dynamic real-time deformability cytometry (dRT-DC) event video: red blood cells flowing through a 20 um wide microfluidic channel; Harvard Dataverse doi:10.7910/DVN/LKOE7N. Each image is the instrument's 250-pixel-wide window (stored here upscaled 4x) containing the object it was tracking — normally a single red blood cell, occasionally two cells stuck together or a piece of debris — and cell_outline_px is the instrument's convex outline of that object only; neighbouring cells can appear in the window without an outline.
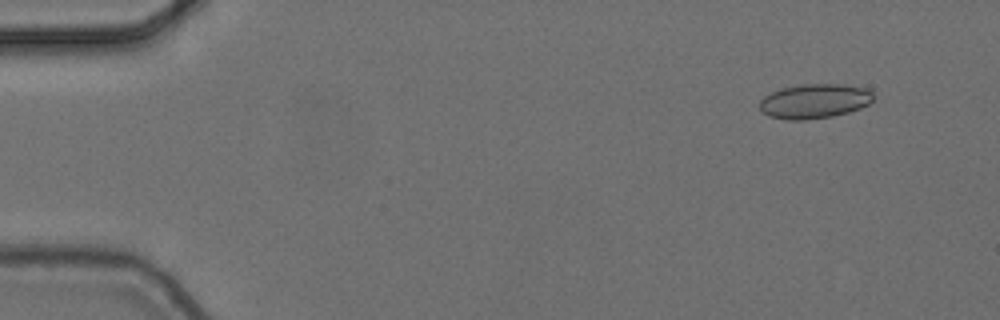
{"species": "common noctule bat (a hibernating species)", "species_latin": "Nyctalus noctula", "temperature_condition": "cold", "stored_images_in_passage": 5, "camera_frame_rate_fps": 3000, "um_per_image_px": 0.085, "animal": {"sex": "female", "body_mass_g": 24.6, "forearm_length_mm": 56.2}, "frame": {"image": 1, "passage_image": 1, "time_ms": 0.0, "image_size_px": [1000, 320], "cell_outline_px": [[872, 100], [868, 104], [860, 108], [848, 112], [832, 116], [804, 120], [788, 120], [768, 116], [760, 108], [760, 100], [764, 96], [780, 88], [800, 84], [844, 84], [872, 88]], "centroid_in_image_um": [69.25, 8.58], "position_along_channel_um": 15.8, "area_um2": 23.06}}
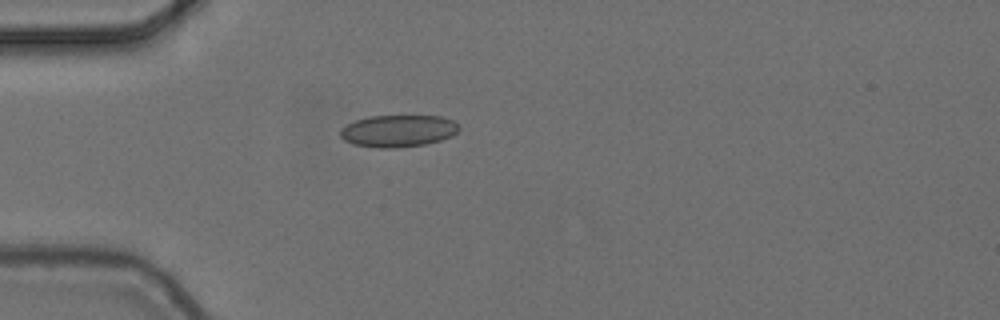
{"frame": {"image": 2, "passage_image": 4, "time_ms": 1.0, "image_size_px": [1000, 320], "cell_outline_px": [[460, 128], [452, 136], [440, 140], [424, 144], [396, 148], [376, 148], [352, 144], [344, 140], [340, 136], [340, 128], [356, 120], [368, 116], [440, 116], [452, 120]], "centroid_in_image_um": [33.81, 11.13], "position_along_channel_um": 51.2, "area_um2": 22.14}}